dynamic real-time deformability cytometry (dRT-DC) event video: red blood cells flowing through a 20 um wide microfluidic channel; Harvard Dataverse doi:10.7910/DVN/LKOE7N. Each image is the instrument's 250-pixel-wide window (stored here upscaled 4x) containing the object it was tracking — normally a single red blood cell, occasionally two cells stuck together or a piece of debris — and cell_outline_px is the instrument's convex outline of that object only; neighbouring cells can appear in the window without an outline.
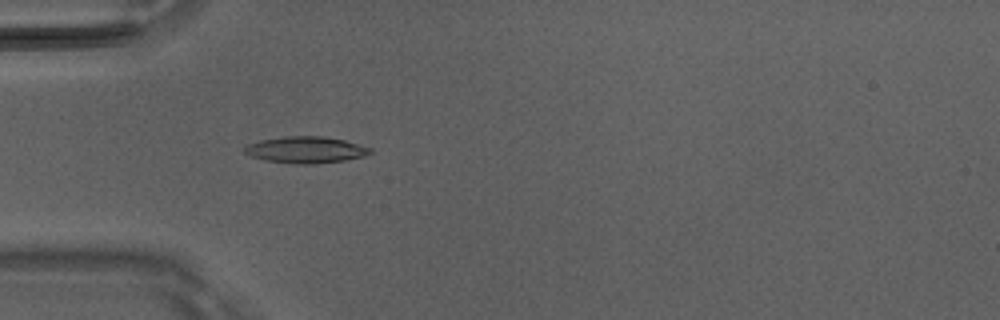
{"species": "Egyptian fruit bat (a non-hibernating species)", "species_latin": "Rousettus aegyptiacus", "temperature_condition": "room temperature", "stored_images_in_passage": 5, "camera_frame_rate_fps": 3000, "um_per_image_px": 0.085, "animal": {"sex": "male"}, "frame": {"image": 1, "passage_image": 5, "time_ms": 1.333, "image_size_px": [1000, 320], "cell_outline_px": [[372, 152], [364, 156], [344, 160], [316, 164], [292, 164], [264, 160], [252, 156], [244, 152], [244, 148], [248, 144], [260, 140], [284, 136], [324, 136], [344, 140], [372, 148]], "centroid_in_image_um": [25.99, 12.73], "position_along_channel_um": 59.0, "area_um2": 19.48}}